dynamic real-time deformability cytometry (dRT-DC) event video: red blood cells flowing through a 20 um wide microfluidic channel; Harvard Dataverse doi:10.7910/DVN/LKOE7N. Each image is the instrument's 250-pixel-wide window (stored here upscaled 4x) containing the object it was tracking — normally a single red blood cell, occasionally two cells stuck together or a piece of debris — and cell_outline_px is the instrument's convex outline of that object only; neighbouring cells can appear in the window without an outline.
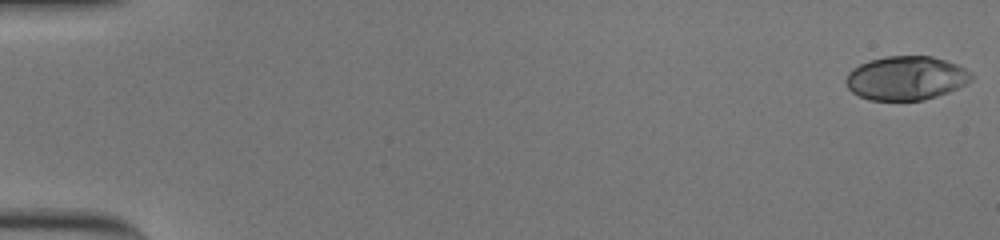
{"species": "human", "species_latin": "Homo sapiens", "temperature_condition": "cold", "stored_images_in_passage": 56, "camera_frame_rate_fps": 3000, "um_per_image_px": 0.085, "donor": {"sex": "male"}, "frame": {"image": 1, "passage_image": 1, "time_ms": 0.0, "image_size_px": [1000, 240], "cell_outline_px": [[972, 80], [948, 92], [924, 100], [868, 100], [852, 92], [848, 88], [844, 80], [848, 72], [852, 68], [868, 60], [884, 56], [932, 56], [956, 64], [972, 72]], "centroid_in_image_um": [76.98, 6.63], "position_along_channel_um": 8.0, "area_um2": 32.14}}
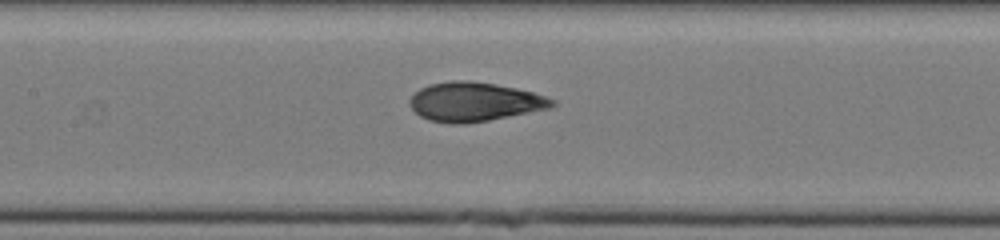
{"frame": {"image": 2, "passage_image": 28, "time_ms": 9.0, "image_size_px": [1000, 240], "cell_outline_px": [[556, 104], [552, 108], [488, 120], [464, 124], [452, 124], [428, 120], [420, 116], [408, 104], [408, 100], [420, 88], [428, 84], [452, 80], [468, 80], [516, 88], [532, 92], [556, 100]], "centroid_in_image_um": [40.31, 8.66], "position_along_channel_um": 167.1, "area_um2": 32.43}}
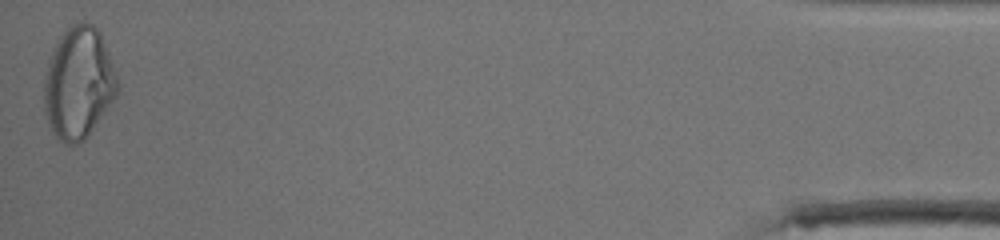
{"frame": {"image": 3, "passage_image": 56, "time_ms": 18.333, "image_size_px": [1000, 240], "cell_outline_px": [[120, 88], [116, 96], [84, 140], [76, 144], [68, 144], [60, 140], [52, 132], [48, 124], [44, 112], [44, 76], [48, 60], [60, 36], [72, 24], [92, 24], [100, 32], [108, 52], [120, 84]], "centroid_in_image_um": [6.67, 7.08], "position_along_channel_um": 428.5, "area_um2": 47.51}, "authors_computed_cell_mechanics": {"area_um2": 32.1079, "velocity_mm_per_s": 3.7029, "shape_relaxation_time_tau1_ms": 6.0176, "shape_relaxation_time_tau2_ms": 0.6887, "deformation_change_tau1": 0.2365, "deformation_change_tau2": 0.0628}}